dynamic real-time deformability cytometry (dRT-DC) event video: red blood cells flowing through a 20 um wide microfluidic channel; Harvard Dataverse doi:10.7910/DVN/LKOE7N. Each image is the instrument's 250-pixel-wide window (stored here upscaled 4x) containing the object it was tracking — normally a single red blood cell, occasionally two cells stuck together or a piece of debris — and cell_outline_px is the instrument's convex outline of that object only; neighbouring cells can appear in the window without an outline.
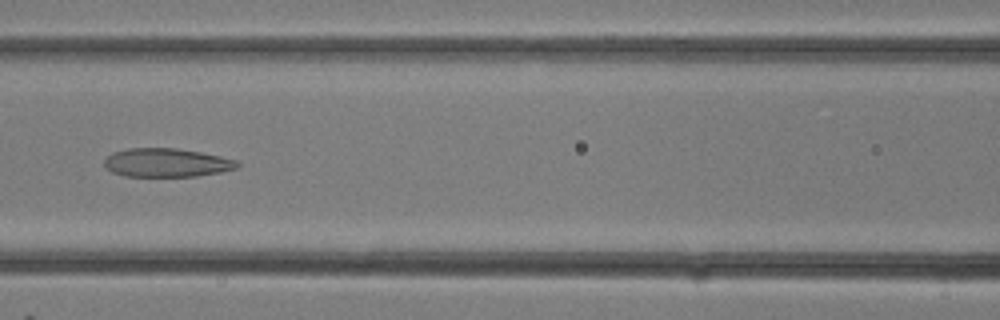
{"species": "common noctule bat (a hibernating species)", "species_latin": "Nyctalus noctula", "temperature_condition": "room temperature", "stored_images_in_passage": 19, "camera_frame_rate_fps": 3000, "um_per_image_px": 0.085, "animal": {"sex": "female"}, "frame": {"image": 1, "passage_image": 14, "time_ms": 4.333, "image_size_px": [1000, 320], "cell_outline_px": [[240, 164], [236, 168], [220, 172], [196, 176], [124, 176], [112, 172], [104, 168], [104, 160], [112, 152], [128, 148], [176, 148], [200, 152], [240, 160]], "centroid_in_image_um": [14.15, 13.82], "position_along_channel_um": 152.5, "area_um2": 22.31}}
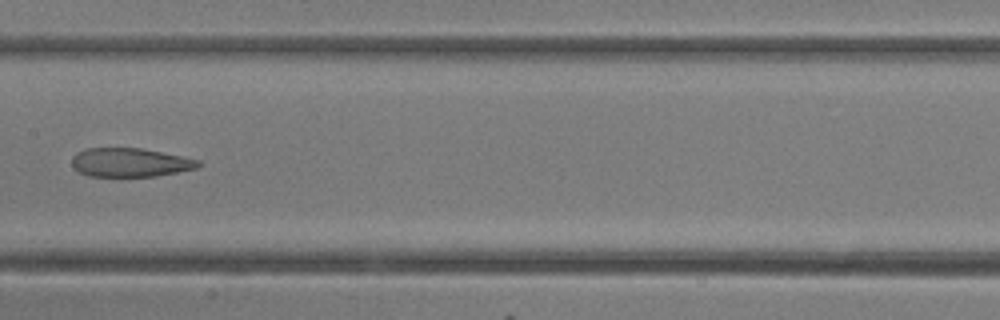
{"frame": {"image": 2, "passage_image": 16, "time_ms": 5.0, "image_size_px": [1000, 320], "cell_outline_px": [[204, 164], [196, 168], [156, 176], [88, 176], [72, 168], [72, 156], [76, 152], [84, 148], [140, 148], [200, 160]], "centroid_in_image_um": [11.02, 13.8], "position_along_channel_um": 196.4, "area_um2": 21.21}}
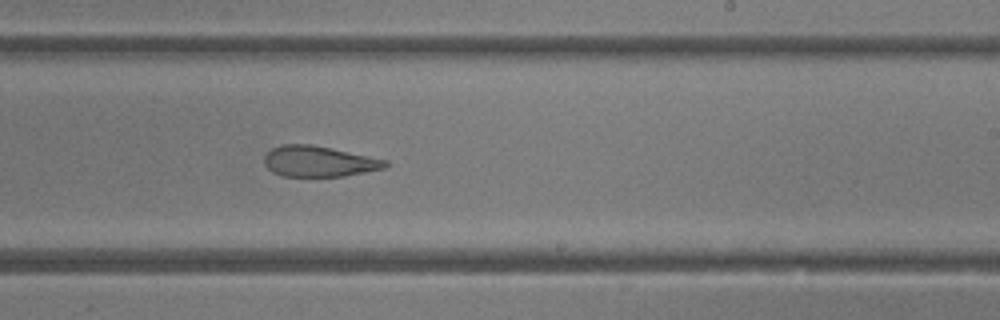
{"frame": {"image": 3, "passage_image": 19, "time_ms": 6.0, "image_size_px": [1000, 320], "cell_outline_px": [[388, 164], [384, 168], [344, 176], [280, 176], [272, 172], [264, 164], [264, 156], [272, 148], [284, 144], [312, 144], [332, 148], [388, 160]], "centroid_in_image_um": [27.08, 13.71], "position_along_channel_um": 261.9, "area_um2": 21.68}}